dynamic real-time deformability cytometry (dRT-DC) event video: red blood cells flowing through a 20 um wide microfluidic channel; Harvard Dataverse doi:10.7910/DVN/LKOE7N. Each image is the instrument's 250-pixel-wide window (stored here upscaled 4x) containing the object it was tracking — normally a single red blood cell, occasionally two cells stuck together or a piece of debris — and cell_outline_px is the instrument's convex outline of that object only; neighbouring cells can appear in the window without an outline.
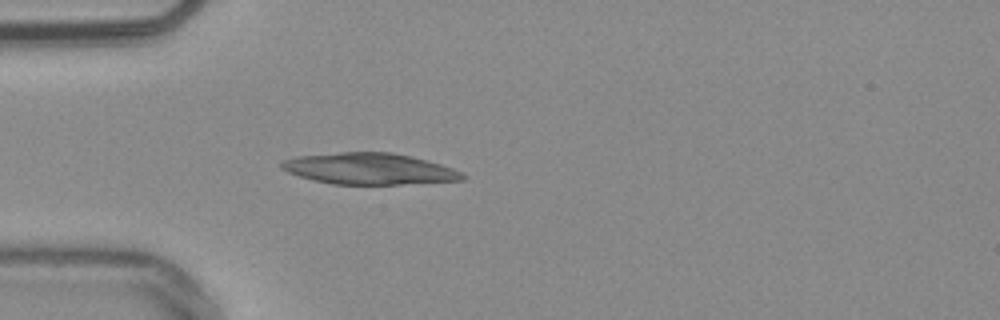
{"species": "common noctule bat (a hibernating species)", "species_latin": "Nyctalus noctula", "temperature_condition": "warm", "stored_images_in_passage": 40, "camera_frame_rate_fps": 3000, "um_per_image_px": 0.085, "animal": {"sex": "male", "body_mass_g": 20.4}, "frame": {"image": 1, "passage_image": 2, "time_ms": 0.333, "image_size_px": [1000, 320], "cell_outline_px": [[468, 176], [464, 180], [400, 184], [332, 184], [312, 180], [288, 172], [280, 168], [280, 160], [296, 156], [340, 152], [392, 152], [412, 156], [440, 164], [464, 172]], "centroid_in_image_um": [31.38, 14.34], "position_along_channel_um": 53.6, "area_um2": 33.23}}